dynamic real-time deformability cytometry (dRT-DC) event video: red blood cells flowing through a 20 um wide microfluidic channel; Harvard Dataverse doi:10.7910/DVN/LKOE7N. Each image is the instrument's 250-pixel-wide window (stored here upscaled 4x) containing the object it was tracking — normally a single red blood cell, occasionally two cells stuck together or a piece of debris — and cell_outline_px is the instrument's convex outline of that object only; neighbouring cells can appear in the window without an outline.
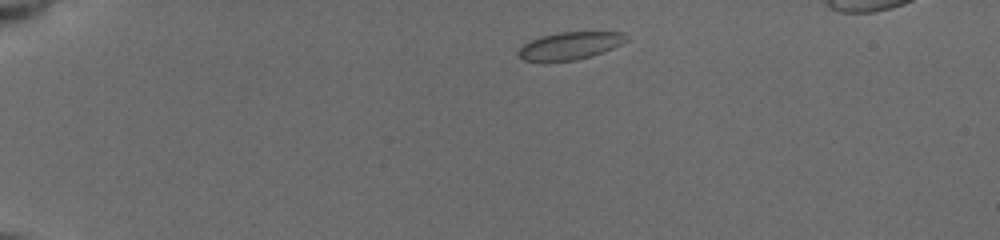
{"species": "common noctule bat (a hibernating species)", "species_latin": "Nyctalus noctula", "temperature_condition": "cold", "stored_images_in_passage": 4, "camera_frame_rate_fps": 3000, "um_per_image_px": 0.085, "animal": {"sex": "female", "body_mass_g": 19.5, "forearm_length_mm": 54.1}, "frame": {"image": 1, "passage_image": 1, "time_ms": 0.0, "image_size_px": [1000, 240], "cell_outline_px": [[628, 40], [604, 52], [592, 56], [576, 60], [544, 64], [524, 60], [516, 52], [524, 44], [540, 36], [560, 32], [624, 32], [628, 36]], "centroid_in_image_um": [48.41, 3.92], "position_along_channel_um": 36.6, "area_um2": 17.8}}
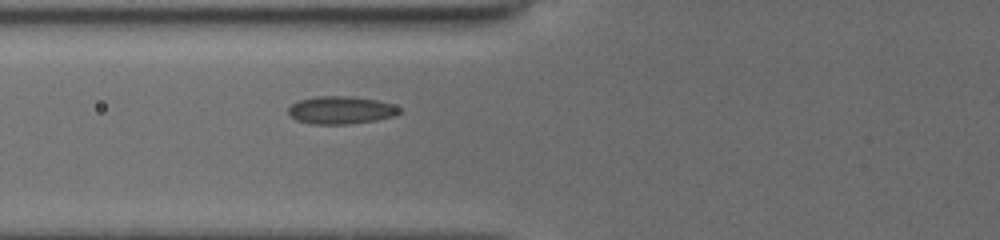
{"frame": {"image": 2, "passage_image": 4, "time_ms": 3.333, "image_size_px": [1000, 240], "cell_outline_px": [[404, 112], [396, 116], [376, 120], [352, 124], [312, 124], [296, 120], [288, 112], [288, 108], [292, 104], [300, 100], [316, 96], [352, 96], [376, 100], [392, 104], [400, 108]], "centroid_in_image_um": [29.02, 9.36], "position_along_channel_um": 96.8, "area_um2": 18.09}}